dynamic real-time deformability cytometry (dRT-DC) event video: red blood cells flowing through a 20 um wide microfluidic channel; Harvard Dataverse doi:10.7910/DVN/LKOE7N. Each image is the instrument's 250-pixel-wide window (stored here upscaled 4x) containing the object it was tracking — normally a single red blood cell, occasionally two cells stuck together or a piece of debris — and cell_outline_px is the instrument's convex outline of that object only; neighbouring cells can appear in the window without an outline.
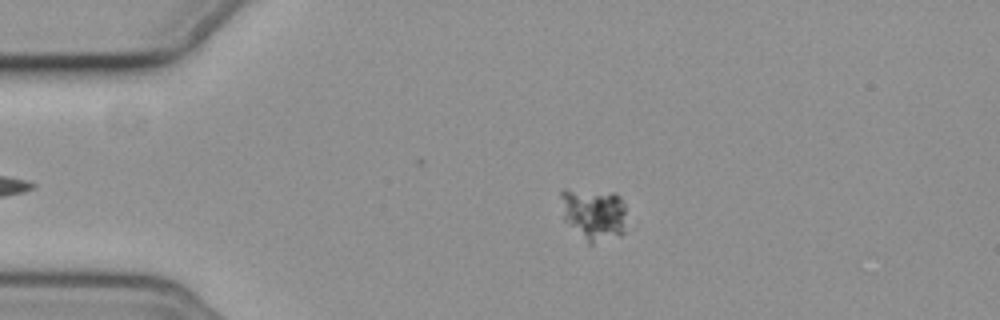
{"species": "common noctule bat (a hibernating species)", "species_latin": "Nyctalus noctula", "temperature_condition": "cold", "stored_images_in_passage": 46, "camera_frame_rate_fps": 3000, "um_per_image_px": 0.085, "animal": {"sex": "female", "body_mass_g": 19.3, "forearm_length_mm": 54.1}, "frame": {"image": 1, "passage_image": 8, "time_ms": 2.333, "image_size_px": [1000, 320], "cell_outline_px": [[628, 232], [620, 236], [592, 244], [588, 244], [564, 220], [560, 192], [616, 192], [620, 196], [624, 204], [628, 228]], "centroid_in_image_um": [50.57, 18.28], "position_along_channel_um": 34.4, "area_um2": 20.0}}
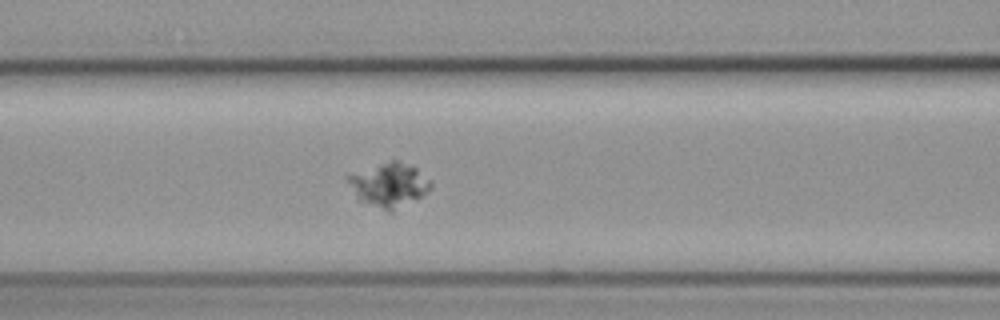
{"frame": {"image": 2, "passage_image": 20, "time_ms": 6.333, "image_size_px": [1000, 320], "cell_outline_px": [[432, 188], [428, 192], [392, 212], [388, 212], [360, 200], [356, 196], [344, 176], [392, 160], [400, 160], [412, 164], [432, 180]], "centroid_in_image_um": [33.12, 15.7], "position_along_channel_um": 133.5, "area_um2": 21.27}}
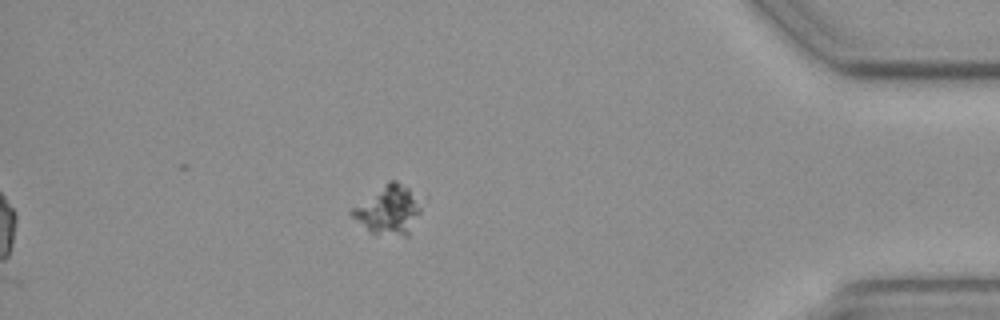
{"frame": {"image": 3, "passage_image": 46, "time_ms": 15.0, "image_size_px": [1000, 320], "cell_outline_px": [[420, 212], [408, 236], [372, 236], [348, 212], [352, 208], [388, 180], [396, 180], [408, 188], [420, 200]], "centroid_in_image_um": [32.99, 17.9], "position_along_channel_um": 402.2, "area_um2": 19.94}}